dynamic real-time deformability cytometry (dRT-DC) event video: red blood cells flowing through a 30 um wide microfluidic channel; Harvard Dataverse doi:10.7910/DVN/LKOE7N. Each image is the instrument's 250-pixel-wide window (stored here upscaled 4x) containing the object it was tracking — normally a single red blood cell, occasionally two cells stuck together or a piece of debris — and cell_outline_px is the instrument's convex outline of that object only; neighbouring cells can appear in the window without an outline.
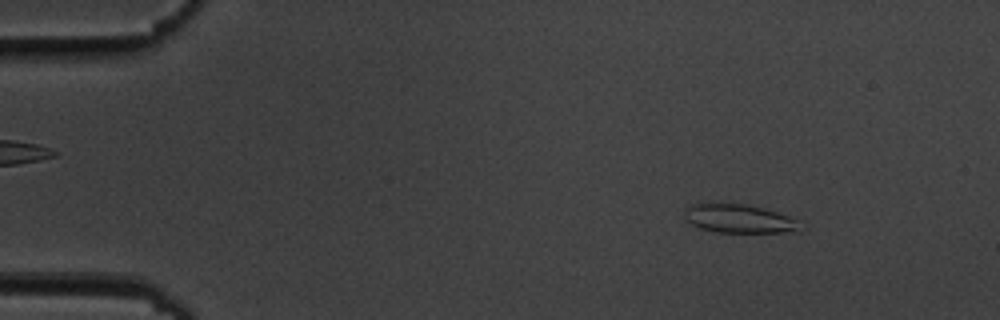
{"species": "common noctule bat (a hibernating species)", "species_latin": "Nyctalus noctula", "temperature_condition": "cold", "stored_images_in_passage": 55, "camera_frame_rate_fps": 3000, "um_per_image_px": 0.085, "animal": {"sex": "male", "body_mass_g": 19.5, "forearm_length_mm": 54.6}, "frame": {"image": 1, "passage_image": 7, "time_ms": 2.0, "image_size_px": [1000, 320], "cell_outline_px": [[796, 232], [716, 232], [700, 228], [692, 224], [684, 216], [684, 208], [700, 200], [744, 204], [764, 208], [788, 216], [796, 220]], "centroid_in_image_um": [62.66, 18.53], "position_along_channel_um": 22.3, "area_um2": 19.54}}
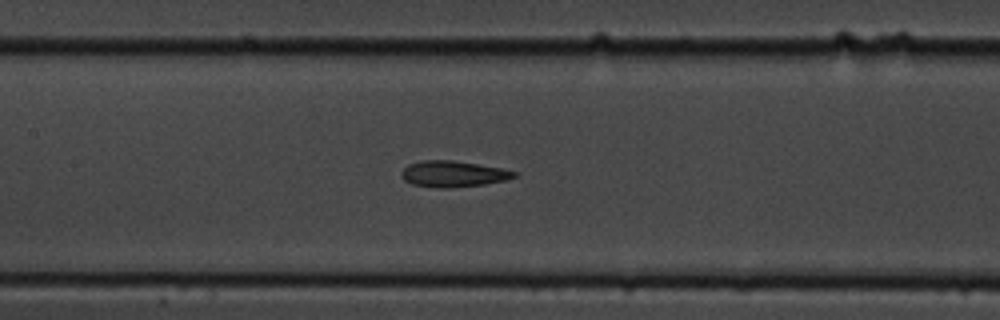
{"frame": {"image": 2, "passage_image": 26, "time_ms": 8.333, "image_size_px": [1000, 320], "cell_outline_px": [[516, 176], [508, 180], [484, 184], [452, 188], [440, 188], [412, 184], [404, 180], [400, 176], [400, 172], [408, 164], [420, 160], [452, 160], [500, 168], [516, 172]], "centroid_in_image_um": [38.47, 14.78], "position_along_channel_um": 168.9, "area_um2": 17.17}}
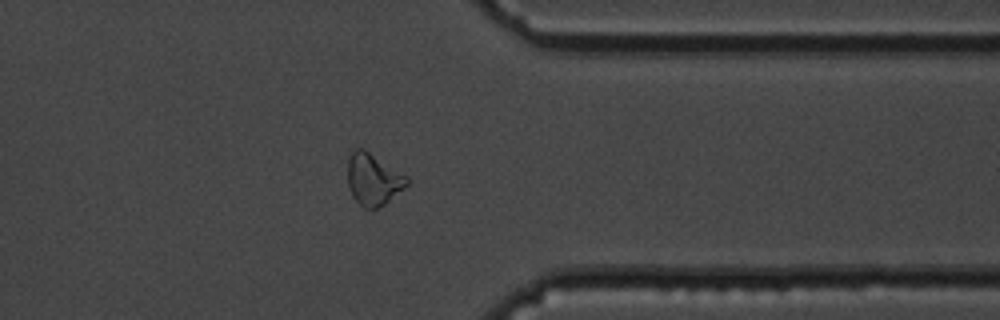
{"frame": {"image": 3, "passage_image": 44, "time_ms": 14.333, "image_size_px": [1000, 320], "cell_outline_px": [[412, 180], [404, 188], [384, 204], [372, 212], [364, 208], [352, 196], [348, 188], [348, 156], [352, 148], [364, 148], [408, 176]], "centroid_in_image_um": [31.72, 15.24], "position_along_channel_um": 379.7, "area_um2": 18.32}, "authors_computed_cell_mechanics": {"area_um2": 17.8024, "velocity_mm_per_s": 3.6081, "shape_relaxation_time_tau1_ms": 5.5435, "shape_relaxation_time_tau2_ms": 4.339, "deformation_change_tau1": 0.1253, "deformation_change_tau2": 0.1155}}